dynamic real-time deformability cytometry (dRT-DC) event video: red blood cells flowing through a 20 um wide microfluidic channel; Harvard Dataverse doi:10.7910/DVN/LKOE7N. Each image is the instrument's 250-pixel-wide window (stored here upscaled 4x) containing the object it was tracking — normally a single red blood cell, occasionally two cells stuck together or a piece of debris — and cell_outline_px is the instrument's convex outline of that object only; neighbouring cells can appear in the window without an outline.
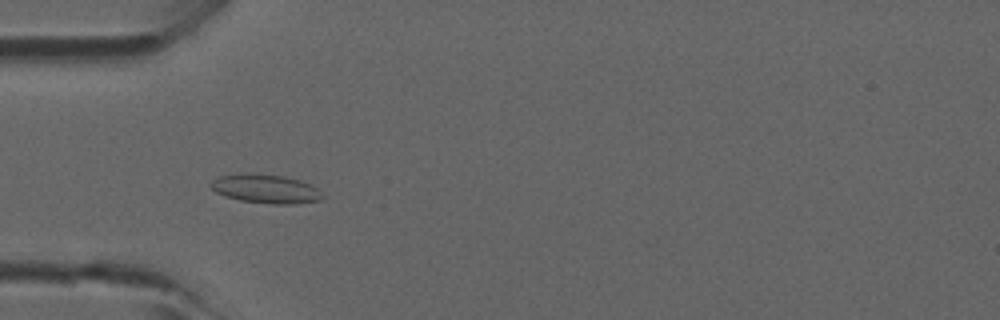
{"species": "common noctule bat (a hibernating species)", "species_latin": "Nyctalus noctula", "temperature_condition": "room temperature", "stored_images_in_passage": 6, "camera_frame_rate_fps": 3000, "um_per_image_px": 0.085, "animal": {"sex": "male", "forearm_length_mm": 52.5}, "frame": {"image": 1, "passage_image": 5, "time_ms": 1.333, "image_size_px": [1000, 320], "cell_outline_px": [[324, 200], [296, 204], [272, 204], [240, 200], [224, 196], [216, 192], [208, 184], [212, 180], [220, 176], [284, 176], [300, 180], [316, 188], [324, 196]], "centroid_in_image_um": [22.64, 16.11], "position_along_channel_um": 62.4, "area_um2": 18.03}}
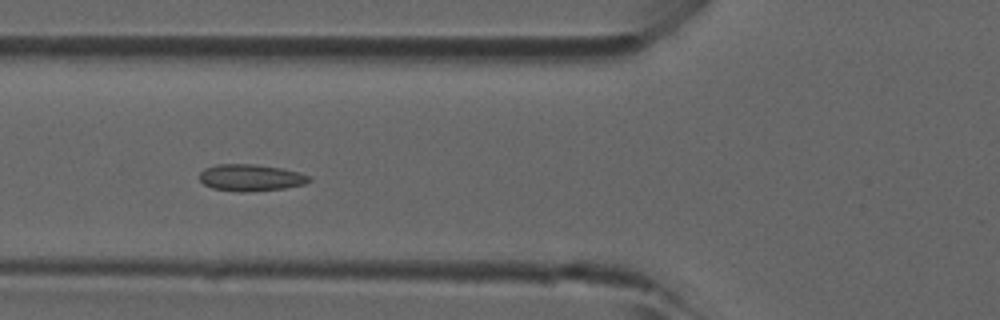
{"frame": {"image": 2, "passage_image": 6, "time_ms": 1.667, "image_size_px": [1000, 320], "cell_outline_px": [[312, 180], [304, 184], [284, 188], [244, 192], [236, 192], [212, 188], [204, 184], [200, 180], [200, 172], [204, 168], [216, 164], [256, 164], [280, 168], [300, 172], [312, 176]], "centroid_in_image_um": [21.32, 15.1], "position_along_channel_um": 104.5, "area_um2": 17.22}}